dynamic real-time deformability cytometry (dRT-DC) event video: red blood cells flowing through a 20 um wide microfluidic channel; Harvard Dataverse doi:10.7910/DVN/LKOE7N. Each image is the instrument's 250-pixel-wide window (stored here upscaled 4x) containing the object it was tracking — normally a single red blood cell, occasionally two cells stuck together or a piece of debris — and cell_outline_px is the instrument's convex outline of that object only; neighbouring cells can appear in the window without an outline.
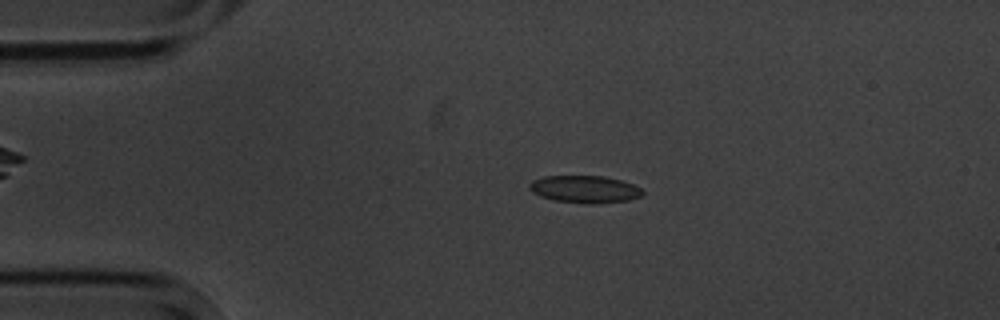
{"species": "common noctule bat (a hibernating species)", "species_latin": "Nyctalus noctula", "temperature_condition": "cold", "stored_images_in_passage": 4, "camera_frame_rate_fps": 3000, "um_per_image_px": 0.085, "animal": {"sex": "male", "body_mass_g": 20.1, "forearm_length_mm": 53.5}, "frame": {"image": 1, "passage_image": 3, "time_ms": 2.333, "image_size_px": [1000, 320], "cell_outline_px": [[644, 192], [640, 196], [628, 200], [596, 204], [588, 204], [556, 200], [540, 196], [532, 192], [528, 188], [528, 184], [532, 180], [544, 176], [604, 176], [620, 180], [632, 184], [640, 188]], "centroid_in_image_um": [49.67, 16.08], "position_along_channel_um": 35.3, "area_um2": 17.98}}